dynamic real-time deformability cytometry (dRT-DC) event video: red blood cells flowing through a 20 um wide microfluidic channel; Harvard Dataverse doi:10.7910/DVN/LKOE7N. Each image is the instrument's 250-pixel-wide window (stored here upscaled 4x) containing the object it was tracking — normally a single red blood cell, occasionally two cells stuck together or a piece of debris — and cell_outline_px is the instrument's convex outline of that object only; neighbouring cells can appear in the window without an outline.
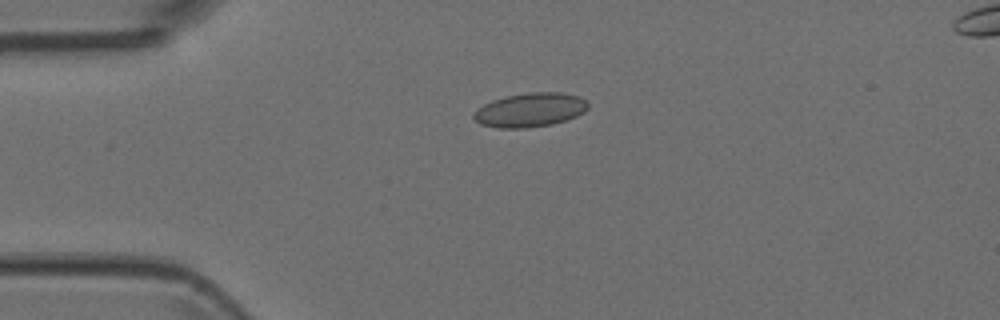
{"species": "Egyptian fruit bat (a non-hibernating species)", "species_latin": "Rousettus aegyptiacus", "temperature_condition": "room temperature", "stored_images_in_passage": 3, "camera_frame_rate_fps": 3000, "um_per_image_px": 0.085, "animal": {"sex": "female"}, "frame": {"image": 1, "passage_image": 2, "time_ms": 0.333, "image_size_px": [1000, 320], "cell_outline_px": [[588, 108], [584, 112], [576, 116], [552, 124], [524, 128], [500, 128], [480, 124], [472, 116], [484, 104], [492, 100], [508, 96], [532, 92], [560, 92], [580, 96], [588, 100]], "centroid_in_image_um": [45.1, 9.34], "position_along_channel_um": 39.9, "area_um2": 22.48}}